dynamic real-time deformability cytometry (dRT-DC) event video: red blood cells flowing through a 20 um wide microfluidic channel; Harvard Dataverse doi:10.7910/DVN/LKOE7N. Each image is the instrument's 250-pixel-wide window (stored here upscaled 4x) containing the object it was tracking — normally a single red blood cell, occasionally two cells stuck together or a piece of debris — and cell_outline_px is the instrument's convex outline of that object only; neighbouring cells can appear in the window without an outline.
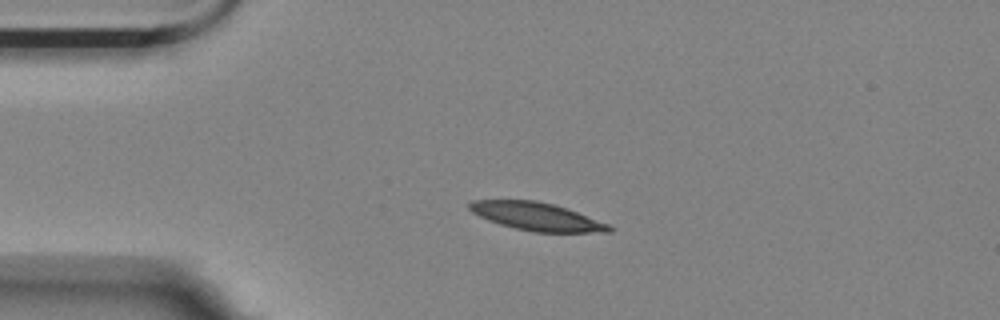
{"species": "Egyptian fruit bat (a non-hibernating species)", "species_latin": "Rousettus aegyptiacus", "temperature_condition": "room temperature", "stored_images_in_passage": 4, "camera_frame_rate_fps": 3000, "um_per_image_px": 0.085, "animal": {"sex": "female"}, "frame": {"image": 1, "passage_image": 3, "time_ms": 2.333, "image_size_px": [1000, 320], "cell_outline_px": [[616, 228], [612, 232], [532, 232], [500, 224], [488, 220], [472, 212], [468, 208], [468, 204], [472, 200], [536, 200], [568, 208], [608, 224]], "centroid_in_image_um": [45.64, 18.4], "position_along_channel_um": 39.4, "area_um2": 22.77}}